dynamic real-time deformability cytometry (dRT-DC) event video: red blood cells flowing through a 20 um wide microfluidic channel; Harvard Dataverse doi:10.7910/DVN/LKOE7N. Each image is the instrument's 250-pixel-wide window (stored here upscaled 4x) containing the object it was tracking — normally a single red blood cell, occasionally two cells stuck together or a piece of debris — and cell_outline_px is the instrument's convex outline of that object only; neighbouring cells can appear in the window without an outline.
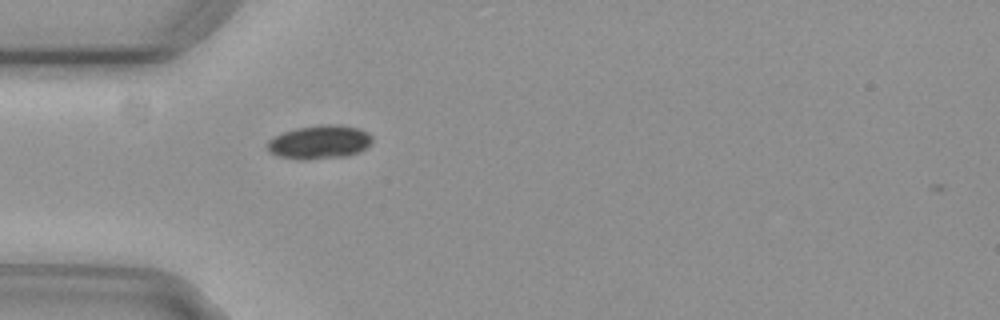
{"species": "common noctule bat (a hibernating species)", "species_latin": "Nyctalus noctula", "temperature_condition": "cold", "stored_images_in_passage": 41, "camera_frame_rate_fps": 3000, "um_per_image_px": 0.085, "animal": {"sex": "female", "body_mass_g": 29.2, "forearm_length_mm": 56.3}, "frame": {"image": 1, "passage_image": 2, "time_ms": 0.333, "image_size_px": [1000, 320], "cell_outline_px": [[372, 140], [360, 152], [348, 156], [304, 160], [300, 160], [280, 156], [272, 152], [268, 148], [268, 140], [284, 132], [296, 128], [320, 124], [340, 124], [360, 128], [368, 132], [372, 136]], "centroid_in_image_um": [27.2, 12.06], "position_along_channel_um": 57.8, "area_um2": 20.58}}
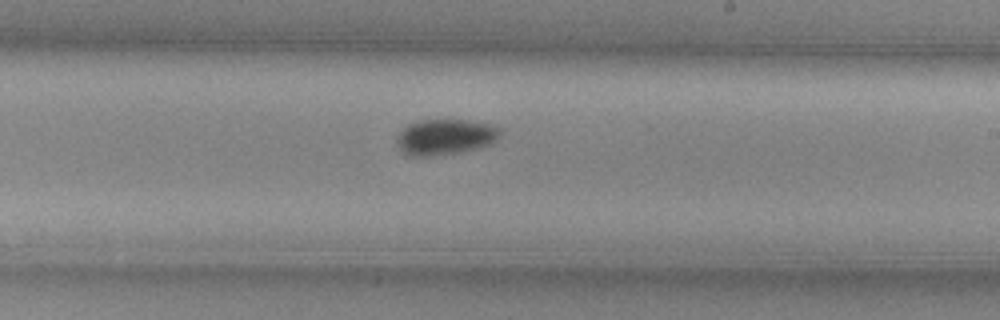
{"frame": {"image": 2, "passage_image": 18, "time_ms": 5.667, "image_size_px": [1000, 320], "cell_outline_px": [[504, 128], [500, 136], [496, 140], [488, 144], [476, 148], [460, 152], [432, 156], [412, 156], [404, 152], [400, 148], [396, 140], [396, 136], [408, 124], [416, 120], [472, 120]], "centroid_in_image_um": [37.86, 11.62], "position_along_channel_um": 251.1, "area_um2": 21.56}}
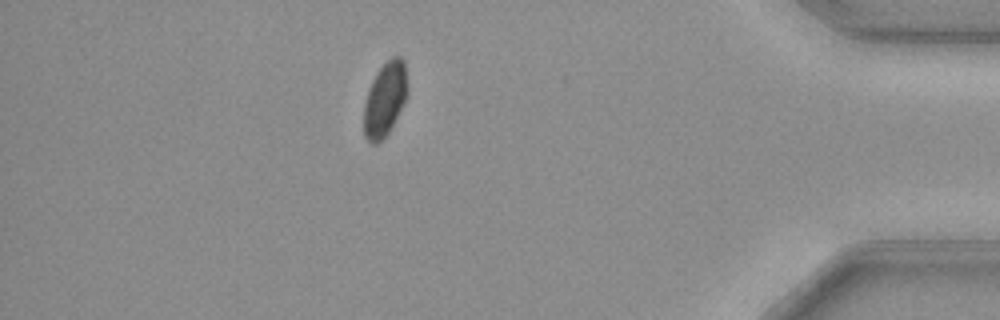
{"frame": {"image": 3, "passage_image": 34, "time_ms": 11.0, "image_size_px": [1000, 320], "cell_outline_px": [[408, 92], [388, 132], [376, 144], [372, 144], [364, 136], [364, 104], [368, 88], [376, 72], [392, 56], [400, 56], [404, 60], [408, 88]], "centroid_in_image_um": [32.7, 8.39], "position_along_channel_um": 402.5, "area_um2": 18.55}}